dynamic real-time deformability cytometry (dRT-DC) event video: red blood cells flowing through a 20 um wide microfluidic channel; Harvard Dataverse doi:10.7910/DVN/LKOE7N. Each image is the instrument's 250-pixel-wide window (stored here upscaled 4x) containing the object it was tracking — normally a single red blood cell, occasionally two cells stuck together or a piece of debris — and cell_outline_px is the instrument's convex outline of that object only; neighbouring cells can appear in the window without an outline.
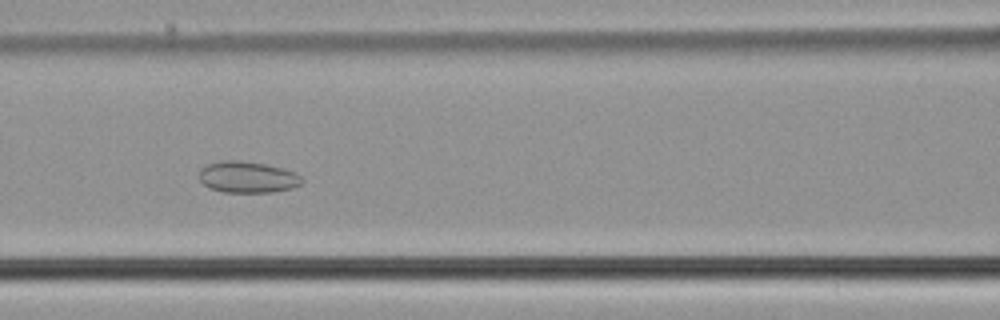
{"species": "common noctule bat (a hibernating species)", "species_latin": "Nyctalus noctula", "temperature_condition": "cold", "stored_images_in_passage": 55, "camera_frame_rate_fps": 3000, "um_per_image_px": 0.085, "animal": {"sex": "male", "body_mass_g": 21.5, "forearm_length_mm": 52.0}, "frame": {"image": 1, "passage_image": 24, "time_ms": 7.667, "image_size_px": [1000, 320], "cell_outline_px": [[304, 180], [300, 184], [292, 188], [272, 192], [224, 192], [208, 188], [200, 180], [200, 168], [208, 164], [224, 160], [240, 160], [264, 164], [284, 168], [296, 172]], "centroid_in_image_um": [21.05, 15.05], "position_along_channel_um": 145.5, "area_um2": 18.84}}
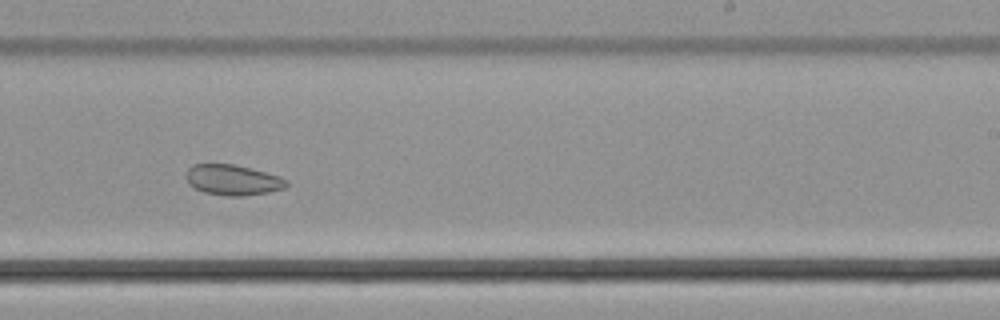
{"frame": {"image": 2, "passage_image": 34, "time_ms": 11.0, "image_size_px": [1000, 320], "cell_outline_px": [[288, 184], [284, 188], [268, 192], [244, 196], [228, 196], [204, 192], [188, 184], [188, 168], [192, 164], [232, 164], [280, 176], [288, 180]], "centroid_in_image_um": [19.8, 15.3], "position_along_channel_um": 269.2, "area_um2": 17.57}}
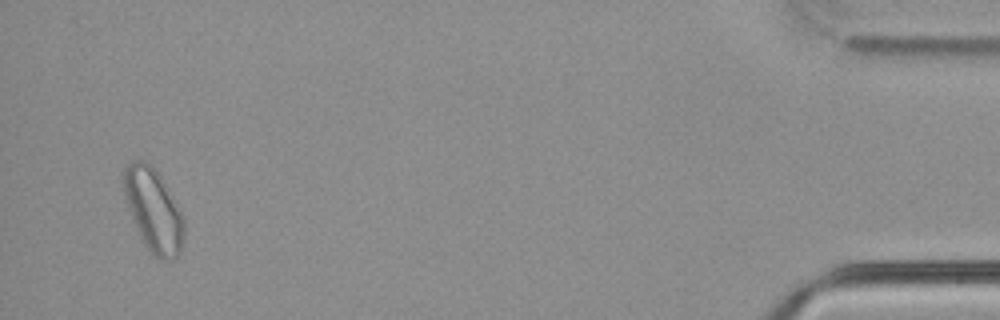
{"frame": {"image": 3, "passage_image": 53, "time_ms": 17.333, "image_size_px": [1000, 320], "cell_outline_px": [[184, 240], [180, 252], [172, 260], [160, 260], [140, 240], [132, 220], [124, 196], [124, 168], [132, 160], [144, 160], [160, 176], [184, 216]], "centroid_in_image_um": [13.04, 17.91], "position_along_channel_um": 422.2, "area_um2": 29.13}, "authors_computed_cell_mechanics": {"area_um2": 23.698, "velocity_mm_per_s": 3.7129, "shape_relaxation_time_tau1_ms": null, "shape_relaxation_time_tau2_ms": 6.086, "deformation_change_tau1": null, "deformation_change_tau2": 0.1021}}